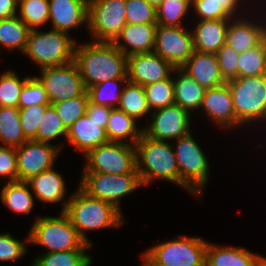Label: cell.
I'll return each instance as SVG.
<instances>
[{
    "label": "cell",
    "mask_w": 266,
    "mask_h": 266,
    "mask_svg": "<svg viewBox=\"0 0 266 266\" xmlns=\"http://www.w3.org/2000/svg\"><path fill=\"white\" fill-rule=\"evenodd\" d=\"M118 109L133 117L135 120L145 117L151 112L148 107L144 87L127 81L124 84Z\"/></svg>",
    "instance_id": "4dcf8cb0"
},
{
    "label": "cell",
    "mask_w": 266,
    "mask_h": 266,
    "mask_svg": "<svg viewBox=\"0 0 266 266\" xmlns=\"http://www.w3.org/2000/svg\"><path fill=\"white\" fill-rule=\"evenodd\" d=\"M19 18L30 28L36 29L49 21L48 0H18Z\"/></svg>",
    "instance_id": "74e56055"
},
{
    "label": "cell",
    "mask_w": 266,
    "mask_h": 266,
    "mask_svg": "<svg viewBox=\"0 0 266 266\" xmlns=\"http://www.w3.org/2000/svg\"><path fill=\"white\" fill-rule=\"evenodd\" d=\"M143 87L150 110H156L175 104L174 82L172 76Z\"/></svg>",
    "instance_id": "8d00e7d4"
},
{
    "label": "cell",
    "mask_w": 266,
    "mask_h": 266,
    "mask_svg": "<svg viewBox=\"0 0 266 266\" xmlns=\"http://www.w3.org/2000/svg\"><path fill=\"white\" fill-rule=\"evenodd\" d=\"M231 19L199 20L192 30L194 50L217 53L226 43V33Z\"/></svg>",
    "instance_id": "cb8c5ba5"
},
{
    "label": "cell",
    "mask_w": 266,
    "mask_h": 266,
    "mask_svg": "<svg viewBox=\"0 0 266 266\" xmlns=\"http://www.w3.org/2000/svg\"><path fill=\"white\" fill-rule=\"evenodd\" d=\"M266 74V38L238 56V77Z\"/></svg>",
    "instance_id": "1f68e13d"
},
{
    "label": "cell",
    "mask_w": 266,
    "mask_h": 266,
    "mask_svg": "<svg viewBox=\"0 0 266 266\" xmlns=\"http://www.w3.org/2000/svg\"><path fill=\"white\" fill-rule=\"evenodd\" d=\"M176 141L173 146L180 173V187L185 188L192 195L201 197L209 180L208 159L191 132Z\"/></svg>",
    "instance_id": "8992f818"
},
{
    "label": "cell",
    "mask_w": 266,
    "mask_h": 266,
    "mask_svg": "<svg viewBox=\"0 0 266 266\" xmlns=\"http://www.w3.org/2000/svg\"><path fill=\"white\" fill-rule=\"evenodd\" d=\"M261 266H266V260L262 263Z\"/></svg>",
    "instance_id": "db71d44e"
},
{
    "label": "cell",
    "mask_w": 266,
    "mask_h": 266,
    "mask_svg": "<svg viewBox=\"0 0 266 266\" xmlns=\"http://www.w3.org/2000/svg\"><path fill=\"white\" fill-rule=\"evenodd\" d=\"M200 20L233 19L215 0H191Z\"/></svg>",
    "instance_id": "bcb514c9"
},
{
    "label": "cell",
    "mask_w": 266,
    "mask_h": 266,
    "mask_svg": "<svg viewBox=\"0 0 266 266\" xmlns=\"http://www.w3.org/2000/svg\"><path fill=\"white\" fill-rule=\"evenodd\" d=\"M50 104L47 92L37 77H29L19 96L18 108L23 109L31 105Z\"/></svg>",
    "instance_id": "60d3db41"
},
{
    "label": "cell",
    "mask_w": 266,
    "mask_h": 266,
    "mask_svg": "<svg viewBox=\"0 0 266 266\" xmlns=\"http://www.w3.org/2000/svg\"><path fill=\"white\" fill-rule=\"evenodd\" d=\"M126 0H91L88 25L94 42H113L126 23Z\"/></svg>",
    "instance_id": "8fae6325"
},
{
    "label": "cell",
    "mask_w": 266,
    "mask_h": 266,
    "mask_svg": "<svg viewBox=\"0 0 266 266\" xmlns=\"http://www.w3.org/2000/svg\"><path fill=\"white\" fill-rule=\"evenodd\" d=\"M126 23H156V8L146 0H126Z\"/></svg>",
    "instance_id": "b9f144b4"
},
{
    "label": "cell",
    "mask_w": 266,
    "mask_h": 266,
    "mask_svg": "<svg viewBox=\"0 0 266 266\" xmlns=\"http://www.w3.org/2000/svg\"><path fill=\"white\" fill-rule=\"evenodd\" d=\"M35 141L52 144L60 136L67 137V129L53 105H48L41 116Z\"/></svg>",
    "instance_id": "d590c367"
},
{
    "label": "cell",
    "mask_w": 266,
    "mask_h": 266,
    "mask_svg": "<svg viewBox=\"0 0 266 266\" xmlns=\"http://www.w3.org/2000/svg\"><path fill=\"white\" fill-rule=\"evenodd\" d=\"M200 109L207 113L208 118L212 119L221 128H231L243 126L236 118L234 104L229 85L227 83L206 89Z\"/></svg>",
    "instance_id": "e0dca14e"
},
{
    "label": "cell",
    "mask_w": 266,
    "mask_h": 266,
    "mask_svg": "<svg viewBox=\"0 0 266 266\" xmlns=\"http://www.w3.org/2000/svg\"><path fill=\"white\" fill-rule=\"evenodd\" d=\"M49 20L52 28L68 34L69 30L88 25V2L86 0H48Z\"/></svg>",
    "instance_id": "ac0fdd59"
},
{
    "label": "cell",
    "mask_w": 266,
    "mask_h": 266,
    "mask_svg": "<svg viewBox=\"0 0 266 266\" xmlns=\"http://www.w3.org/2000/svg\"><path fill=\"white\" fill-rule=\"evenodd\" d=\"M135 147L137 172L143 185L158 179L180 185V173L172 143L142 134Z\"/></svg>",
    "instance_id": "3957f363"
},
{
    "label": "cell",
    "mask_w": 266,
    "mask_h": 266,
    "mask_svg": "<svg viewBox=\"0 0 266 266\" xmlns=\"http://www.w3.org/2000/svg\"><path fill=\"white\" fill-rule=\"evenodd\" d=\"M265 260L244 247H221L207 242L205 266H261Z\"/></svg>",
    "instance_id": "603a6c76"
},
{
    "label": "cell",
    "mask_w": 266,
    "mask_h": 266,
    "mask_svg": "<svg viewBox=\"0 0 266 266\" xmlns=\"http://www.w3.org/2000/svg\"><path fill=\"white\" fill-rule=\"evenodd\" d=\"M66 141L85 156L90 150L108 142V138L103 123H97L85 114L67 129Z\"/></svg>",
    "instance_id": "44dd1931"
},
{
    "label": "cell",
    "mask_w": 266,
    "mask_h": 266,
    "mask_svg": "<svg viewBox=\"0 0 266 266\" xmlns=\"http://www.w3.org/2000/svg\"><path fill=\"white\" fill-rule=\"evenodd\" d=\"M127 56L112 42H94L75 47L76 62L86 89L110 79L127 78Z\"/></svg>",
    "instance_id": "6da1fadb"
},
{
    "label": "cell",
    "mask_w": 266,
    "mask_h": 266,
    "mask_svg": "<svg viewBox=\"0 0 266 266\" xmlns=\"http://www.w3.org/2000/svg\"><path fill=\"white\" fill-rule=\"evenodd\" d=\"M151 124L143 128V134L155 140H176L190 133L191 113L177 104L151 111Z\"/></svg>",
    "instance_id": "5bb4252c"
},
{
    "label": "cell",
    "mask_w": 266,
    "mask_h": 266,
    "mask_svg": "<svg viewBox=\"0 0 266 266\" xmlns=\"http://www.w3.org/2000/svg\"><path fill=\"white\" fill-rule=\"evenodd\" d=\"M87 250L44 252L34 259L32 266H90L91 255Z\"/></svg>",
    "instance_id": "d6a6232c"
},
{
    "label": "cell",
    "mask_w": 266,
    "mask_h": 266,
    "mask_svg": "<svg viewBox=\"0 0 266 266\" xmlns=\"http://www.w3.org/2000/svg\"><path fill=\"white\" fill-rule=\"evenodd\" d=\"M84 157L83 172L138 173L136 147L128 142L108 141L90 150Z\"/></svg>",
    "instance_id": "9c48e42d"
},
{
    "label": "cell",
    "mask_w": 266,
    "mask_h": 266,
    "mask_svg": "<svg viewBox=\"0 0 266 266\" xmlns=\"http://www.w3.org/2000/svg\"><path fill=\"white\" fill-rule=\"evenodd\" d=\"M181 68L205 89L216 88L226 83L220 73L215 53L195 50Z\"/></svg>",
    "instance_id": "ffe728a7"
},
{
    "label": "cell",
    "mask_w": 266,
    "mask_h": 266,
    "mask_svg": "<svg viewBox=\"0 0 266 266\" xmlns=\"http://www.w3.org/2000/svg\"><path fill=\"white\" fill-rule=\"evenodd\" d=\"M89 95L86 91L80 96L52 104L63 125L68 129L78 118L86 114Z\"/></svg>",
    "instance_id": "ab89813d"
},
{
    "label": "cell",
    "mask_w": 266,
    "mask_h": 266,
    "mask_svg": "<svg viewBox=\"0 0 266 266\" xmlns=\"http://www.w3.org/2000/svg\"><path fill=\"white\" fill-rule=\"evenodd\" d=\"M8 177V182L18 180L17 156L15 147L0 146V177Z\"/></svg>",
    "instance_id": "7dc6e473"
},
{
    "label": "cell",
    "mask_w": 266,
    "mask_h": 266,
    "mask_svg": "<svg viewBox=\"0 0 266 266\" xmlns=\"http://www.w3.org/2000/svg\"><path fill=\"white\" fill-rule=\"evenodd\" d=\"M112 109L111 107L95 104L89 100L86 114L91 120L97 123H103V128L106 129Z\"/></svg>",
    "instance_id": "c3c4849f"
},
{
    "label": "cell",
    "mask_w": 266,
    "mask_h": 266,
    "mask_svg": "<svg viewBox=\"0 0 266 266\" xmlns=\"http://www.w3.org/2000/svg\"><path fill=\"white\" fill-rule=\"evenodd\" d=\"M174 66L153 52L139 53L127 58V79L142 86L173 76Z\"/></svg>",
    "instance_id": "2e32d148"
},
{
    "label": "cell",
    "mask_w": 266,
    "mask_h": 266,
    "mask_svg": "<svg viewBox=\"0 0 266 266\" xmlns=\"http://www.w3.org/2000/svg\"><path fill=\"white\" fill-rule=\"evenodd\" d=\"M23 242L15 239L9 233H0V262L18 260L27 252Z\"/></svg>",
    "instance_id": "f6af8a7d"
},
{
    "label": "cell",
    "mask_w": 266,
    "mask_h": 266,
    "mask_svg": "<svg viewBox=\"0 0 266 266\" xmlns=\"http://www.w3.org/2000/svg\"><path fill=\"white\" fill-rule=\"evenodd\" d=\"M29 77L20 79L11 70L0 75V107H18L20 92Z\"/></svg>",
    "instance_id": "f35d334b"
},
{
    "label": "cell",
    "mask_w": 266,
    "mask_h": 266,
    "mask_svg": "<svg viewBox=\"0 0 266 266\" xmlns=\"http://www.w3.org/2000/svg\"><path fill=\"white\" fill-rule=\"evenodd\" d=\"M207 240L179 235L152 246L142 255L154 266H205Z\"/></svg>",
    "instance_id": "ba28073f"
},
{
    "label": "cell",
    "mask_w": 266,
    "mask_h": 266,
    "mask_svg": "<svg viewBox=\"0 0 266 266\" xmlns=\"http://www.w3.org/2000/svg\"><path fill=\"white\" fill-rule=\"evenodd\" d=\"M157 23H127L112 42L127 57L133 54L153 52ZM125 43L123 44L122 42Z\"/></svg>",
    "instance_id": "d6986e66"
},
{
    "label": "cell",
    "mask_w": 266,
    "mask_h": 266,
    "mask_svg": "<svg viewBox=\"0 0 266 266\" xmlns=\"http://www.w3.org/2000/svg\"><path fill=\"white\" fill-rule=\"evenodd\" d=\"M188 31L184 26L157 25L153 51L174 67H181L195 51L193 33Z\"/></svg>",
    "instance_id": "4fadbf2b"
},
{
    "label": "cell",
    "mask_w": 266,
    "mask_h": 266,
    "mask_svg": "<svg viewBox=\"0 0 266 266\" xmlns=\"http://www.w3.org/2000/svg\"><path fill=\"white\" fill-rule=\"evenodd\" d=\"M48 105L50 104H38L19 109L21 127L27 140H35L41 116Z\"/></svg>",
    "instance_id": "7bdbcfd3"
},
{
    "label": "cell",
    "mask_w": 266,
    "mask_h": 266,
    "mask_svg": "<svg viewBox=\"0 0 266 266\" xmlns=\"http://www.w3.org/2000/svg\"><path fill=\"white\" fill-rule=\"evenodd\" d=\"M37 77L47 92L50 104L65 101L87 91L76 62L40 69Z\"/></svg>",
    "instance_id": "7c38bea8"
},
{
    "label": "cell",
    "mask_w": 266,
    "mask_h": 266,
    "mask_svg": "<svg viewBox=\"0 0 266 266\" xmlns=\"http://www.w3.org/2000/svg\"><path fill=\"white\" fill-rule=\"evenodd\" d=\"M70 195L61 212H64L77 229L79 236L88 244L87 231L119 227L124 222L122 211L110 202L89 196L79 186Z\"/></svg>",
    "instance_id": "7a4b0ae2"
},
{
    "label": "cell",
    "mask_w": 266,
    "mask_h": 266,
    "mask_svg": "<svg viewBox=\"0 0 266 266\" xmlns=\"http://www.w3.org/2000/svg\"><path fill=\"white\" fill-rule=\"evenodd\" d=\"M62 145H53L35 140H27L15 148L17 156L18 180L27 181L54 167Z\"/></svg>",
    "instance_id": "9a60e30c"
},
{
    "label": "cell",
    "mask_w": 266,
    "mask_h": 266,
    "mask_svg": "<svg viewBox=\"0 0 266 266\" xmlns=\"http://www.w3.org/2000/svg\"><path fill=\"white\" fill-rule=\"evenodd\" d=\"M30 28L18 15L0 20V46L9 51L25 50Z\"/></svg>",
    "instance_id": "f1b7e54d"
},
{
    "label": "cell",
    "mask_w": 266,
    "mask_h": 266,
    "mask_svg": "<svg viewBox=\"0 0 266 266\" xmlns=\"http://www.w3.org/2000/svg\"><path fill=\"white\" fill-rule=\"evenodd\" d=\"M143 186L139 173L84 172L79 187L89 196L110 202L121 211L120 199Z\"/></svg>",
    "instance_id": "30bf717a"
},
{
    "label": "cell",
    "mask_w": 266,
    "mask_h": 266,
    "mask_svg": "<svg viewBox=\"0 0 266 266\" xmlns=\"http://www.w3.org/2000/svg\"><path fill=\"white\" fill-rule=\"evenodd\" d=\"M150 5L157 8L163 0H146Z\"/></svg>",
    "instance_id": "816d5d0a"
},
{
    "label": "cell",
    "mask_w": 266,
    "mask_h": 266,
    "mask_svg": "<svg viewBox=\"0 0 266 266\" xmlns=\"http://www.w3.org/2000/svg\"><path fill=\"white\" fill-rule=\"evenodd\" d=\"M173 73L177 74L173 77L175 104L189 113L195 109L198 111L206 89L181 67H175Z\"/></svg>",
    "instance_id": "d4e9b609"
},
{
    "label": "cell",
    "mask_w": 266,
    "mask_h": 266,
    "mask_svg": "<svg viewBox=\"0 0 266 266\" xmlns=\"http://www.w3.org/2000/svg\"><path fill=\"white\" fill-rule=\"evenodd\" d=\"M105 131L108 141L127 143L125 139H129L131 145H135L143 134V128L136 126V120L118 108L111 110Z\"/></svg>",
    "instance_id": "4316f807"
},
{
    "label": "cell",
    "mask_w": 266,
    "mask_h": 266,
    "mask_svg": "<svg viewBox=\"0 0 266 266\" xmlns=\"http://www.w3.org/2000/svg\"><path fill=\"white\" fill-rule=\"evenodd\" d=\"M127 81V78L110 79L91 86L87 89L89 100L95 104L117 108L124 87L121 83L125 84Z\"/></svg>",
    "instance_id": "836d02e7"
},
{
    "label": "cell",
    "mask_w": 266,
    "mask_h": 266,
    "mask_svg": "<svg viewBox=\"0 0 266 266\" xmlns=\"http://www.w3.org/2000/svg\"><path fill=\"white\" fill-rule=\"evenodd\" d=\"M25 240L47 248L46 252L87 250L91 247L79 236L64 212H60L59 217H38Z\"/></svg>",
    "instance_id": "277c9868"
},
{
    "label": "cell",
    "mask_w": 266,
    "mask_h": 266,
    "mask_svg": "<svg viewBox=\"0 0 266 266\" xmlns=\"http://www.w3.org/2000/svg\"><path fill=\"white\" fill-rule=\"evenodd\" d=\"M266 38V25L250 22V19L233 18L226 33V44L238 54L255 47Z\"/></svg>",
    "instance_id": "7402d4cb"
},
{
    "label": "cell",
    "mask_w": 266,
    "mask_h": 266,
    "mask_svg": "<svg viewBox=\"0 0 266 266\" xmlns=\"http://www.w3.org/2000/svg\"><path fill=\"white\" fill-rule=\"evenodd\" d=\"M18 0H0V20L18 15Z\"/></svg>",
    "instance_id": "681fc988"
},
{
    "label": "cell",
    "mask_w": 266,
    "mask_h": 266,
    "mask_svg": "<svg viewBox=\"0 0 266 266\" xmlns=\"http://www.w3.org/2000/svg\"><path fill=\"white\" fill-rule=\"evenodd\" d=\"M18 107H0V142L5 146L18 147L26 142Z\"/></svg>",
    "instance_id": "f546056e"
},
{
    "label": "cell",
    "mask_w": 266,
    "mask_h": 266,
    "mask_svg": "<svg viewBox=\"0 0 266 266\" xmlns=\"http://www.w3.org/2000/svg\"><path fill=\"white\" fill-rule=\"evenodd\" d=\"M218 4V7H223V9L232 17L237 18V14L235 12H238V3L239 0H215ZM237 10V11H236ZM236 15V16H235Z\"/></svg>",
    "instance_id": "f907efd6"
},
{
    "label": "cell",
    "mask_w": 266,
    "mask_h": 266,
    "mask_svg": "<svg viewBox=\"0 0 266 266\" xmlns=\"http://www.w3.org/2000/svg\"><path fill=\"white\" fill-rule=\"evenodd\" d=\"M226 83L230 88L236 118L242 125L266 120V74L238 77Z\"/></svg>",
    "instance_id": "52a82bcc"
},
{
    "label": "cell",
    "mask_w": 266,
    "mask_h": 266,
    "mask_svg": "<svg viewBox=\"0 0 266 266\" xmlns=\"http://www.w3.org/2000/svg\"><path fill=\"white\" fill-rule=\"evenodd\" d=\"M238 56V52L226 43L216 53L220 73L226 82L238 78Z\"/></svg>",
    "instance_id": "ee69618b"
},
{
    "label": "cell",
    "mask_w": 266,
    "mask_h": 266,
    "mask_svg": "<svg viewBox=\"0 0 266 266\" xmlns=\"http://www.w3.org/2000/svg\"><path fill=\"white\" fill-rule=\"evenodd\" d=\"M38 30L30 29L23 53L40 69L65 65L74 60L75 39L55 29L48 32Z\"/></svg>",
    "instance_id": "5b68a950"
},
{
    "label": "cell",
    "mask_w": 266,
    "mask_h": 266,
    "mask_svg": "<svg viewBox=\"0 0 266 266\" xmlns=\"http://www.w3.org/2000/svg\"><path fill=\"white\" fill-rule=\"evenodd\" d=\"M141 256H142V259H143V266H154L143 255H141Z\"/></svg>",
    "instance_id": "f5cc1de1"
},
{
    "label": "cell",
    "mask_w": 266,
    "mask_h": 266,
    "mask_svg": "<svg viewBox=\"0 0 266 266\" xmlns=\"http://www.w3.org/2000/svg\"><path fill=\"white\" fill-rule=\"evenodd\" d=\"M191 7V0H163L156 8V23L162 26H182L181 21Z\"/></svg>",
    "instance_id": "e575fe53"
},
{
    "label": "cell",
    "mask_w": 266,
    "mask_h": 266,
    "mask_svg": "<svg viewBox=\"0 0 266 266\" xmlns=\"http://www.w3.org/2000/svg\"><path fill=\"white\" fill-rule=\"evenodd\" d=\"M1 190V202L15 213L28 215L34 206V198L27 181L4 182Z\"/></svg>",
    "instance_id": "83f0119b"
},
{
    "label": "cell",
    "mask_w": 266,
    "mask_h": 266,
    "mask_svg": "<svg viewBox=\"0 0 266 266\" xmlns=\"http://www.w3.org/2000/svg\"><path fill=\"white\" fill-rule=\"evenodd\" d=\"M36 198L44 203H58L63 201L66 195L65 181L54 167L32 176L27 180Z\"/></svg>",
    "instance_id": "484cf974"
}]
</instances>
